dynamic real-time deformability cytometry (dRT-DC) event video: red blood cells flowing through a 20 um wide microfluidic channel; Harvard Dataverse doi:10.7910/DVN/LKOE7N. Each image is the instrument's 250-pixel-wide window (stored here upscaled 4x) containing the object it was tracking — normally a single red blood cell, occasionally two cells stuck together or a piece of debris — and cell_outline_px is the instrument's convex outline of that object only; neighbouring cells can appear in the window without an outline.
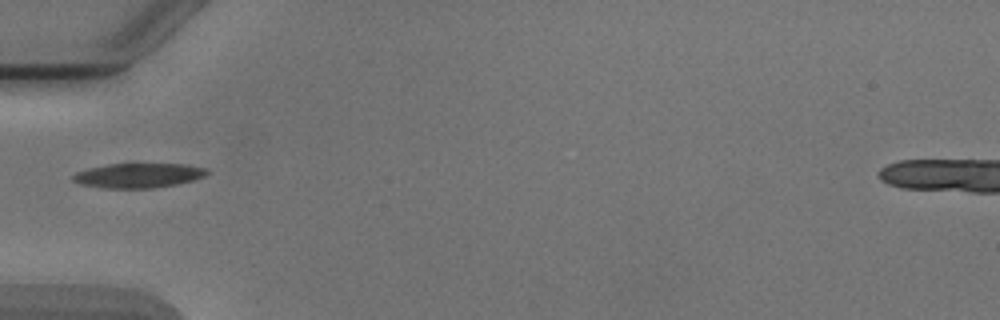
{"species": "Egyptian fruit bat (a non-hibernating species)", "species_latin": "Rousettus aegyptiacus", "temperature_condition": "cold", "stored_images_in_passage": 3, "camera_frame_rate_fps": 3000, "um_per_image_px": 0.085, "animal": {"sex": "male"}, "frame": {"image": 1, "passage_image": 2, "time_ms": 1.333, "image_size_px": [1000, 320], "cell_outline_px": [[208, 172], [204, 176], [192, 180], [176, 184], [152, 188], [104, 188], [80, 184], [72, 180], [72, 176], [76, 172], [88, 168], [108, 164], [188, 164], [208, 168]], "centroid_in_image_um": [11.75, 14.91], "position_along_channel_um": 73.2, "area_um2": 19.19}}
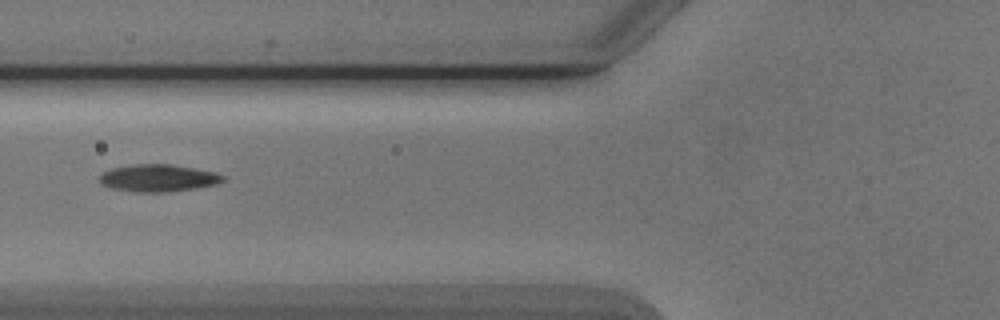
{"frame": {"image": 2, "passage_image": 3, "time_ms": 2.333, "image_size_px": [1000, 320], "cell_outline_px": [[224, 180], [216, 184], [196, 188], [164, 192], [136, 192], [112, 188], [104, 184], [100, 180], [100, 176], [104, 172], [112, 168], [132, 164], [172, 164], [216, 172], [224, 176]], "centroid_in_image_um": [13.47, 15.12], "position_along_channel_um": 112.3, "area_um2": 19.42}}